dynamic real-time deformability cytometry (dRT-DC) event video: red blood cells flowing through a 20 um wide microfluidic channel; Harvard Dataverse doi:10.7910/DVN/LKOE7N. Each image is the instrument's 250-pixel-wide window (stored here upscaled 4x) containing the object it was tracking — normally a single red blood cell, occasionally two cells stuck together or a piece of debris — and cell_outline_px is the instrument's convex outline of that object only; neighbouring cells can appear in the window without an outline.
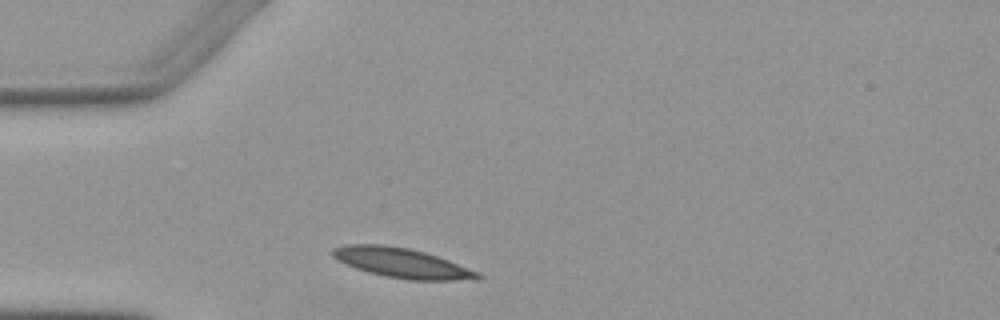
{"species": "Egyptian fruit bat (a non-hibernating species)", "species_latin": "Rousettus aegyptiacus", "temperature_condition": "warm", "stored_images_in_passage": 2, "camera_frame_rate_fps": 3000, "um_per_image_px": 0.085, "animal": {"sex": "female"}, "frame": {"image": 1, "passage_image": 1, "time_ms": 0.0, "image_size_px": [1000, 320], "cell_outline_px": [[484, 276], [476, 280], [408, 280], [384, 276], [368, 272], [356, 268], [336, 260], [332, 256], [332, 248], [348, 244], [384, 244], [408, 248], [424, 252], [448, 260], [480, 272]], "centroid_in_image_um": [34.17, 22.35], "position_along_channel_um": 50.8, "area_um2": 25.26}}